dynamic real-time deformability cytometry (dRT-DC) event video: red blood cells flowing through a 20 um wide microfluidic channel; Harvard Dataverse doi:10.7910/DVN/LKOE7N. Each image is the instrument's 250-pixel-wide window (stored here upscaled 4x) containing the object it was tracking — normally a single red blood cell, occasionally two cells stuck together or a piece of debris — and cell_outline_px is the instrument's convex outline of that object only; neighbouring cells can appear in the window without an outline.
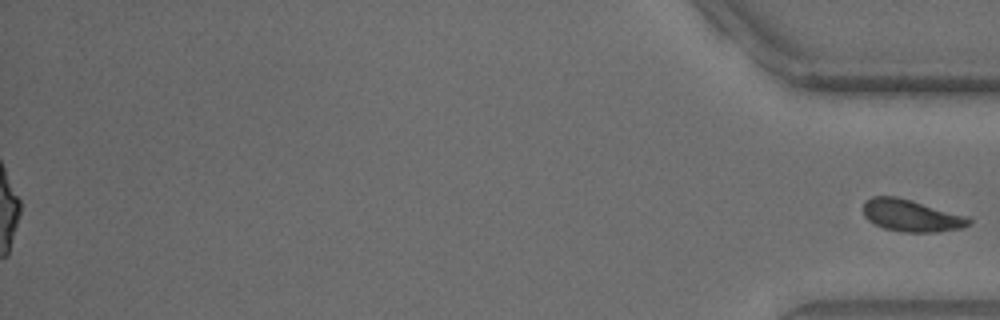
{"species": "common noctule bat (a hibernating species)", "species_latin": "Nyctalus noctula", "temperature_condition": "warm", "stored_images_in_passage": 37, "segment_of_instrument_passage": [2, 2], "camera_frame_rate_fps": 3000, "um_per_image_px": 0.085, "animal": {"sex": "male", "body_mass_g": 18.8}, "frame": {"image": 1, "passage_image": 37, "time_ms": 12.0, "image_size_px": [1000, 320], "cell_outline_px": [[972, 224], [964, 228], [936, 232], [900, 232], [884, 228], [872, 224], [864, 216], [864, 200], [872, 196], [896, 196], [968, 216], [972, 220]], "centroid_in_image_um": [77.47, 18.33], "position_along_channel_um": 357.7, "area_um2": 19.94}}